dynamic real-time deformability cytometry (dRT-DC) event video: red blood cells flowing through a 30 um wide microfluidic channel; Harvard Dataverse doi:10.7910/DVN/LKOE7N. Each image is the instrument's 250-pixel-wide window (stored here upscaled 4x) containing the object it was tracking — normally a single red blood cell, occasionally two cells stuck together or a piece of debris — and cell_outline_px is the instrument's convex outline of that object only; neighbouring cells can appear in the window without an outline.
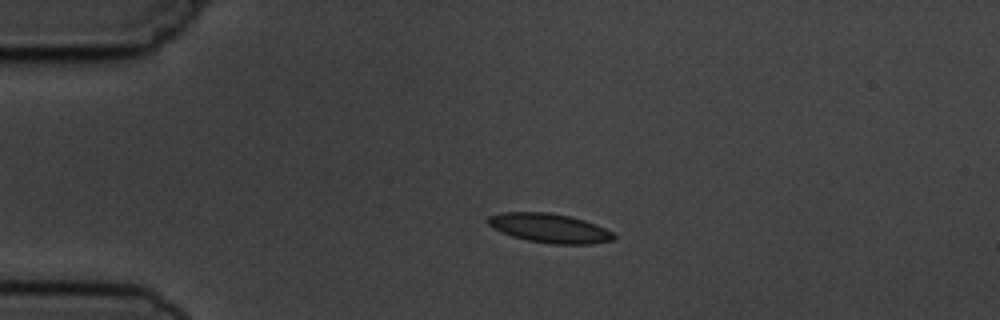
{"species": "common noctule bat (a hibernating species)", "species_latin": "Nyctalus noctula", "temperature_condition": "cold", "stored_images_in_passage": 3, "camera_frame_rate_fps": 3000, "um_per_image_px": 0.085, "animal": {"sex": "male", "body_mass_g": 19.5, "forearm_length_mm": 54.6}, "frame": {"image": 1, "passage_image": 2, "time_ms": 2.0, "image_size_px": [1000, 320], "cell_outline_px": [[616, 240], [592, 244], [552, 244], [528, 240], [512, 236], [500, 232], [492, 228], [484, 220], [488, 216], [500, 212], [548, 212], [568, 216], [584, 220], [596, 224], [612, 232], [616, 236]], "centroid_in_image_um": [46.68, 19.39], "position_along_channel_um": 38.3, "area_um2": 21.62}}